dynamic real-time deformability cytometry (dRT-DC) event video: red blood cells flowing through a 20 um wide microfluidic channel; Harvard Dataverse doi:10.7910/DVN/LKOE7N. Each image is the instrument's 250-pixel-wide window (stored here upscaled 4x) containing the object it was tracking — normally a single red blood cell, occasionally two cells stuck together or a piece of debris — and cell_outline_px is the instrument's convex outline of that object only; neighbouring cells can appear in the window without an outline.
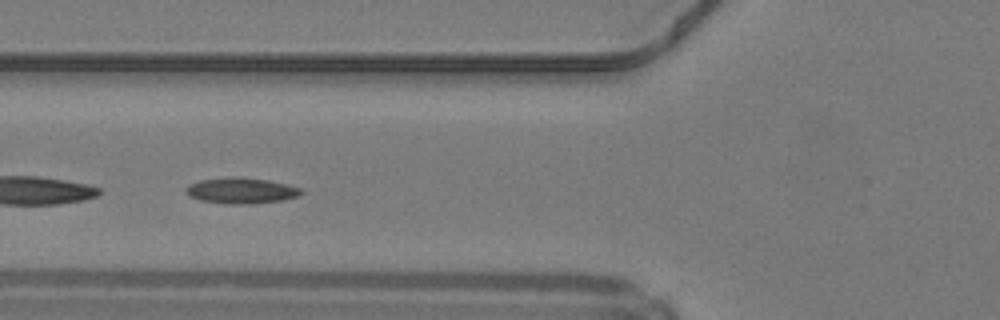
{"species": "common noctule bat (a hibernating species)", "species_latin": "Nyctalus noctula", "temperature_condition": "warm", "stored_images_in_passage": 43, "camera_frame_rate_fps": 3000, "um_per_image_px": 0.085, "animal": {"sex": "male", "body_mass_g": 19.2, "forearm_length_mm": 51.8}, "frame": {"image": 1, "passage_image": 13, "time_ms": 4.0, "image_size_px": [1000, 320], "cell_outline_px": [[304, 192], [300, 196], [284, 200], [252, 204], [228, 204], [200, 200], [188, 196], [184, 192], [184, 188], [188, 184], [200, 180], [232, 176], [240, 176], [268, 180], [300, 188]], "centroid_in_image_um": [20.47, 16.2], "position_along_channel_um": 105.3, "area_um2": 17.69}}
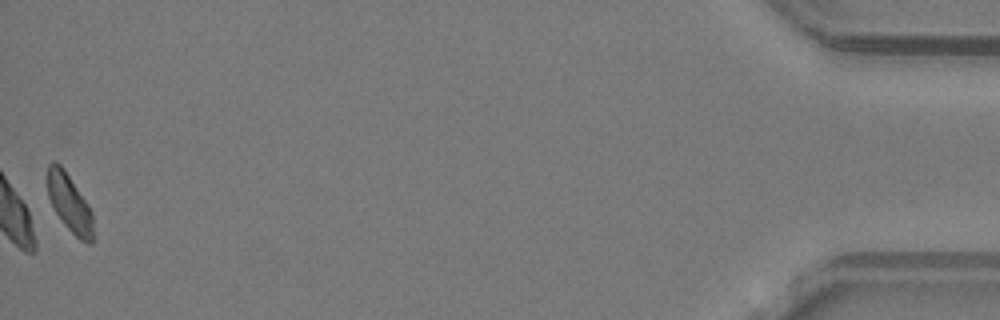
{"frame": {"image": 2, "passage_image": 43, "time_ms": 14.0, "image_size_px": [1000, 320], "cell_outline_px": [[92, 244], [88, 244], [80, 240], [64, 224], [56, 212], [48, 196], [48, 164], [52, 160], [56, 160], [64, 168], [88, 204], [92, 212]], "centroid_in_image_um": [5.9, 17.23], "position_along_channel_um": 429.3, "area_um2": 15.2}, "authors_computed_cell_mechanics": {"area_um2": 16.2996, "velocity_mm_per_s": 4.2072, "shape_relaxation_time_tau1_ms": 5.8844, "shape_relaxation_time_tau2_ms": 4.6089, "deformation_change_tau1": 0.1081, "deformation_change_tau2": 0.0795}}